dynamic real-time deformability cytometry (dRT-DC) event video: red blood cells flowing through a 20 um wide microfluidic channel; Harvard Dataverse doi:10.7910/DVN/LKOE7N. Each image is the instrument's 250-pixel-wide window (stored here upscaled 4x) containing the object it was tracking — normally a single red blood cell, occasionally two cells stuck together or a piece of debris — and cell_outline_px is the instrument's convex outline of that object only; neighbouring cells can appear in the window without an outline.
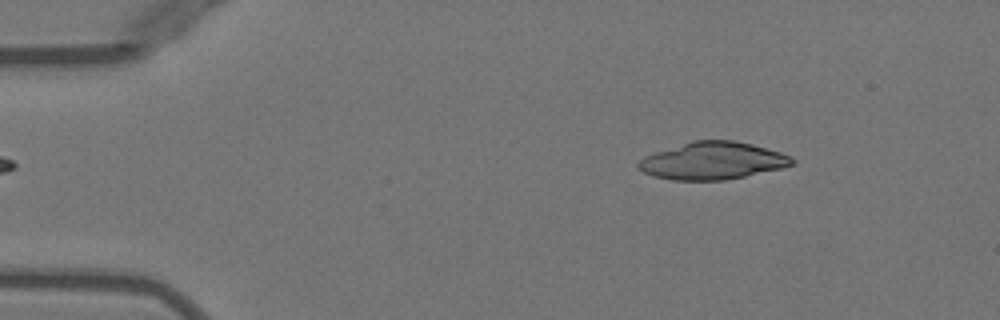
{"species": "Egyptian fruit bat (a non-hibernating species)", "species_latin": "Rousettus aegyptiacus", "temperature_condition": "warm", "stored_images_in_passage": 35, "camera_frame_rate_fps": 3000, "um_per_image_px": 0.085, "animal": {"sex": "female"}, "frame": {"image": 1, "passage_image": 5, "time_ms": 1.333, "image_size_px": [1000, 320], "cell_outline_px": [[796, 164], [784, 168], [724, 180], [672, 180], [652, 176], [636, 168], [636, 164], [644, 156], [692, 140], [732, 140], [752, 144], [780, 152], [792, 156], [796, 160]], "centroid_in_image_um": [60.59, 13.67], "position_along_channel_um": 24.4, "area_um2": 33.64}}